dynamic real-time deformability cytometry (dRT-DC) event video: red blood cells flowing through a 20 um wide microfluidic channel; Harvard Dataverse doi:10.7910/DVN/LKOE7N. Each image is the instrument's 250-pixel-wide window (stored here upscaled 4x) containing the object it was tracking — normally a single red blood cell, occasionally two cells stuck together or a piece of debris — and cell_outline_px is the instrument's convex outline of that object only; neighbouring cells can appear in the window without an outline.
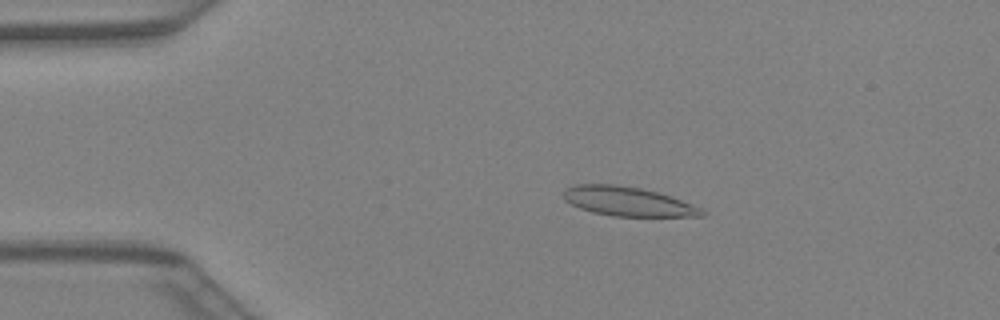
{"species": "Egyptian fruit bat (a non-hibernating species)", "species_latin": "Rousettus aegyptiacus", "temperature_condition": "warm", "stored_images_in_passage": 41, "camera_frame_rate_fps": 3000, "um_per_image_px": 0.085, "animal": {"sex": "female"}, "frame": {"image": 1, "passage_image": 8, "time_ms": 2.333, "image_size_px": [1000, 320], "cell_outline_px": [[708, 212], [704, 216], [612, 216], [592, 212], [580, 208], [564, 200], [564, 192], [568, 188], [576, 184], [616, 184], [640, 188], [656, 192], [680, 200], [700, 208]], "centroid_in_image_um": [53.35, 17.13], "position_along_channel_um": 31.7, "area_um2": 23.24}}
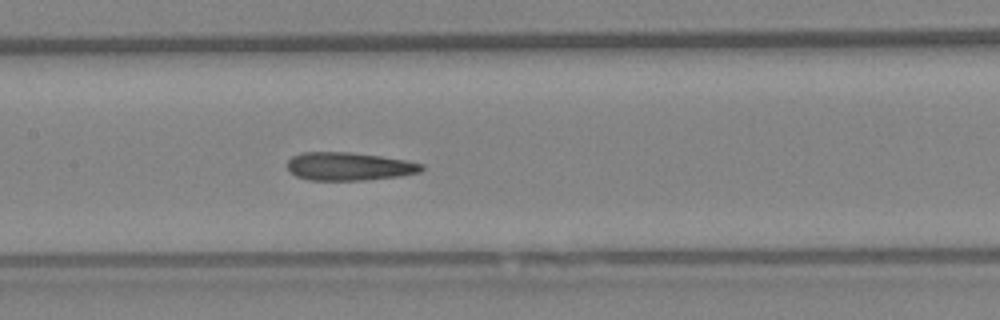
{"frame": {"image": 2, "passage_image": 20, "time_ms": 6.333, "image_size_px": [1000, 320], "cell_outline_px": [[424, 168], [420, 172], [400, 176], [364, 180], [308, 180], [296, 176], [288, 168], [288, 160], [292, 156], [304, 152], [352, 152], [380, 156], [404, 160], [424, 164]], "centroid_in_image_um": [29.67, 14.14], "position_along_channel_um": 177.7, "area_um2": 21.96}}
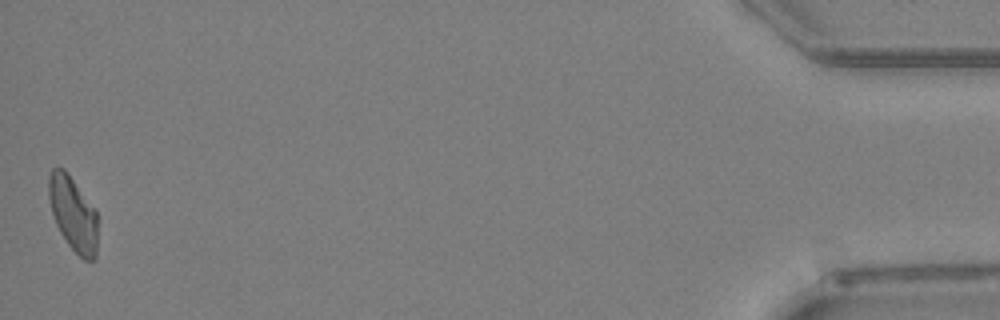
{"frame": {"image": 3, "passage_image": 41, "time_ms": 13.333, "image_size_px": [1000, 320], "cell_outline_px": [[96, 260], [84, 260], [68, 244], [60, 232], [56, 224], [52, 212], [48, 196], [48, 176], [52, 168], [64, 168], [68, 172], [96, 212]], "centroid_in_image_um": [6.18, 18.15], "position_along_channel_um": 429.0, "area_um2": 20.92}}